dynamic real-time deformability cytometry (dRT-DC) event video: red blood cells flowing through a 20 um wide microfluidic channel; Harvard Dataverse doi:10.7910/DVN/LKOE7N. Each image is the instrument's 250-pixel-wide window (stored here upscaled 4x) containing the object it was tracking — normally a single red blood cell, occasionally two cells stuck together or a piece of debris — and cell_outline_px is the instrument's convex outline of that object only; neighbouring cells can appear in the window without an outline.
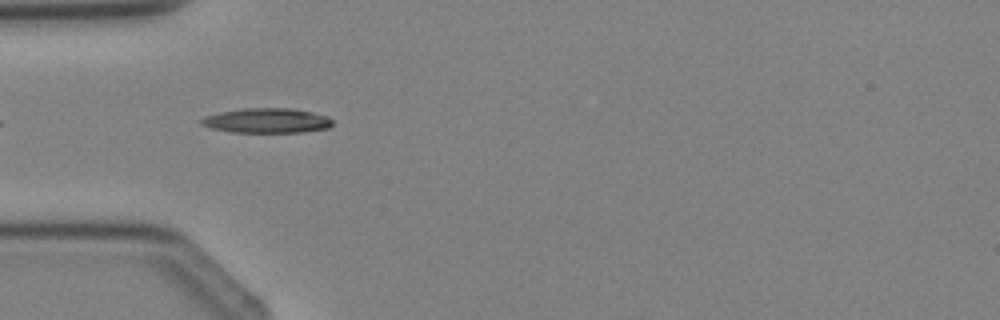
{"species": "Egyptian fruit bat (a non-hibernating species)", "species_latin": "Rousettus aegyptiacus", "temperature_condition": "cold", "stored_images_in_passage": 3, "camera_frame_rate_fps": 3000, "um_per_image_px": 0.085, "animal": {"sex": "female"}, "frame": {"image": 1, "passage_image": 2, "time_ms": 1.333, "image_size_px": [1000, 320], "cell_outline_px": [[332, 124], [328, 128], [300, 132], [232, 132], [212, 128], [200, 124], [200, 120], [204, 116], [220, 112], [244, 108], [292, 108], [312, 112], [328, 116], [332, 120]], "centroid_in_image_um": [22.68, 10.24], "position_along_channel_um": 62.3, "area_um2": 18.9}}
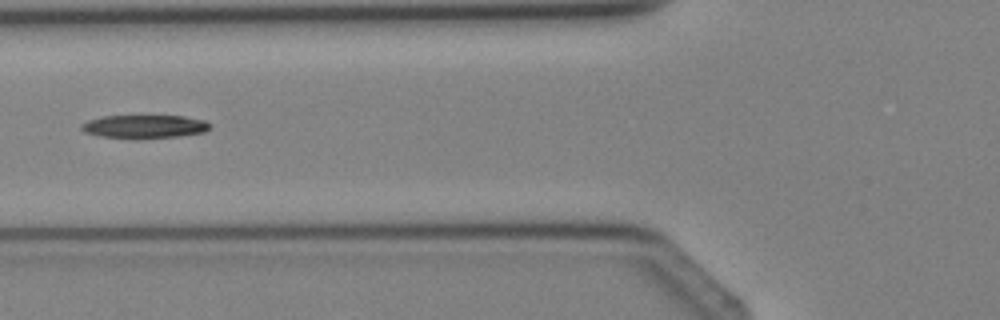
{"frame": {"image": 2, "passage_image": 3, "time_ms": 2.333, "image_size_px": [1000, 320], "cell_outline_px": [[208, 128], [204, 132], [176, 136], [100, 136], [84, 132], [80, 128], [80, 124], [88, 120], [104, 116], [184, 116], [204, 120], [208, 124]], "centroid_in_image_um": [12.23, 10.71], "position_along_channel_um": 113.6, "area_um2": 16.47}}